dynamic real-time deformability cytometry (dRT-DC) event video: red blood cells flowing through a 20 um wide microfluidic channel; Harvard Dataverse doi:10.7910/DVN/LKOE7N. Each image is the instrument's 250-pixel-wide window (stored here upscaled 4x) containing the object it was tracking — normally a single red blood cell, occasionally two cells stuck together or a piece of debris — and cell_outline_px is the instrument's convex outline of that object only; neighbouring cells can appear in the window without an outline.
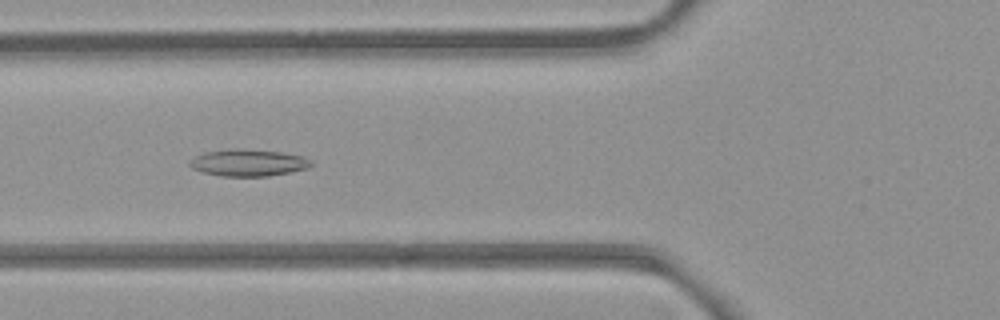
{"species": "common noctule bat (a hibernating species)", "species_latin": "Nyctalus noctula", "temperature_condition": "room temperature", "stored_images_in_passage": 53, "camera_frame_rate_fps": 3000, "um_per_image_px": 0.085, "animal": {"sex": "female", "body_mass_g": 21.9}, "frame": {"image": 1, "passage_image": 20, "time_ms": 6.333, "image_size_px": [1000, 320], "cell_outline_px": [[316, 164], [308, 168], [268, 176], [220, 176], [204, 172], [192, 168], [188, 164], [196, 156], [204, 152], [236, 148], [280, 152], [304, 156], [312, 160]], "centroid_in_image_um": [21.15, 13.83], "position_along_channel_um": 104.6, "area_um2": 18.96}}
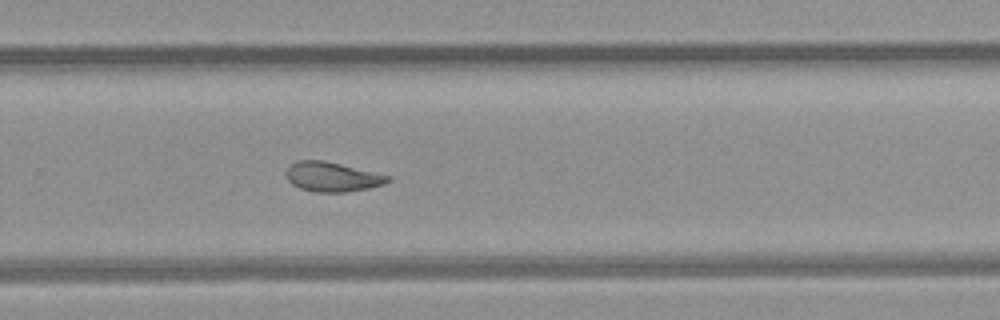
{"frame": {"image": 2, "passage_image": 35, "time_ms": 11.333, "image_size_px": [1000, 320], "cell_outline_px": [[392, 180], [384, 184], [368, 188], [344, 192], [312, 192], [300, 188], [292, 184], [284, 176], [284, 172], [292, 164], [300, 160], [320, 160], [340, 164], [392, 176]], "centroid_in_image_um": [28.23, 15.04], "position_along_channel_um": 301.6, "area_um2": 17.51}}
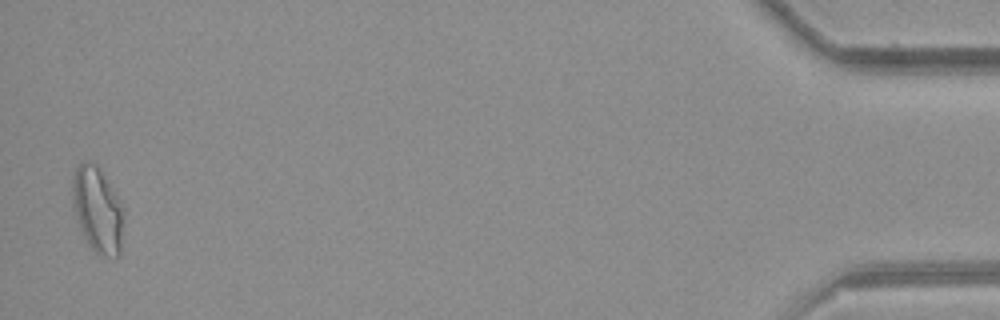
{"frame": {"image": 3, "passage_image": 52, "time_ms": 17.0, "image_size_px": [1000, 320], "cell_outline_px": [[124, 216], [120, 256], [100, 256], [88, 244], [80, 228], [72, 204], [72, 176], [76, 168], [84, 160], [88, 160], [96, 164], [120, 200], [124, 208]], "centroid_in_image_um": [8.3, 17.83], "position_along_channel_um": 426.9, "area_um2": 25.72}, "authors_computed_cell_mechanics": {"area_um2": 19.7098, "velocity_mm_per_s": 3.9332, "shape_relaxation_time_tau1_ms": null, "shape_relaxation_time_tau2_ms": 4.0104, "deformation_change_tau1": null, "deformation_change_tau2": 0.102}}